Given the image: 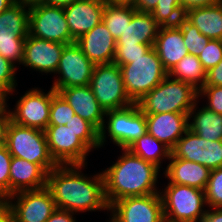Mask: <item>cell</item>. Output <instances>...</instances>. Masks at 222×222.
<instances>
[{
  "label": "cell",
  "instance_id": "obj_11",
  "mask_svg": "<svg viewBox=\"0 0 222 222\" xmlns=\"http://www.w3.org/2000/svg\"><path fill=\"white\" fill-rule=\"evenodd\" d=\"M110 210L111 222H165L159 193L119 199L109 207Z\"/></svg>",
  "mask_w": 222,
  "mask_h": 222
},
{
  "label": "cell",
  "instance_id": "obj_28",
  "mask_svg": "<svg viewBox=\"0 0 222 222\" xmlns=\"http://www.w3.org/2000/svg\"><path fill=\"white\" fill-rule=\"evenodd\" d=\"M127 149L132 154L155 164L159 168L161 167V161L164 158L169 160L171 156V149L148 132L134 141Z\"/></svg>",
  "mask_w": 222,
  "mask_h": 222
},
{
  "label": "cell",
  "instance_id": "obj_8",
  "mask_svg": "<svg viewBox=\"0 0 222 222\" xmlns=\"http://www.w3.org/2000/svg\"><path fill=\"white\" fill-rule=\"evenodd\" d=\"M120 68L126 93L134 103L168 75L154 47L144 56L133 59L132 63L121 65Z\"/></svg>",
  "mask_w": 222,
  "mask_h": 222
},
{
  "label": "cell",
  "instance_id": "obj_47",
  "mask_svg": "<svg viewBox=\"0 0 222 222\" xmlns=\"http://www.w3.org/2000/svg\"><path fill=\"white\" fill-rule=\"evenodd\" d=\"M213 211L207 210L201 222H222V208H213Z\"/></svg>",
  "mask_w": 222,
  "mask_h": 222
},
{
  "label": "cell",
  "instance_id": "obj_50",
  "mask_svg": "<svg viewBox=\"0 0 222 222\" xmlns=\"http://www.w3.org/2000/svg\"><path fill=\"white\" fill-rule=\"evenodd\" d=\"M7 94L0 89V114L8 107L6 100H7Z\"/></svg>",
  "mask_w": 222,
  "mask_h": 222
},
{
  "label": "cell",
  "instance_id": "obj_45",
  "mask_svg": "<svg viewBox=\"0 0 222 222\" xmlns=\"http://www.w3.org/2000/svg\"><path fill=\"white\" fill-rule=\"evenodd\" d=\"M158 0H137L134 8L139 12L151 13L157 6Z\"/></svg>",
  "mask_w": 222,
  "mask_h": 222
},
{
  "label": "cell",
  "instance_id": "obj_21",
  "mask_svg": "<svg viewBox=\"0 0 222 222\" xmlns=\"http://www.w3.org/2000/svg\"><path fill=\"white\" fill-rule=\"evenodd\" d=\"M147 132L170 149L189 129L188 113H157L145 115Z\"/></svg>",
  "mask_w": 222,
  "mask_h": 222
},
{
  "label": "cell",
  "instance_id": "obj_5",
  "mask_svg": "<svg viewBox=\"0 0 222 222\" xmlns=\"http://www.w3.org/2000/svg\"><path fill=\"white\" fill-rule=\"evenodd\" d=\"M6 147L11 156L38 164L47 174L58 164L51 157L45 131L10 122Z\"/></svg>",
  "mask_w": 222,
  "mask_h": 222
},
{
  "label": "cell",
  "instance_id": "obj_34",
  "mask_svg": "<svg viewBox=\"0 0 222 222\" xmlns=\"http://www.w3.org/2000/svg\"><path fill=\"white\" fill-rule=\"evenodd\" d=\"M204 192L208 207L222 208V167L210 171Z\"/></svg>",
  "mask_w": 222,
  "mask_h": 222
},
{
  "label": "cell",
  "instance_id": "obj_49",
  "mask_svg": "<svg viewBox=\"0 0 222 222\" xmlns=\"http://www.w3.org/2000/svg\"><path fill=\"white\" fill-rule=\"evenodd\" d=\"M111 5L135 6L137 0H104Z\"/></svg>",
  "mask_w": 222,
  "mask_h": 222
},
{
  "label": "cell",
  "instance_id": "obj_38",
  "mask_svg": "<svg viewBox=\"0 0 222 222\" xmlns=\"http://www.w3.org/2000/svg\"><path fill=\"white\" fill-rule=\"evenodd\" d=\"M16 65H13L9 60L0 55V89L7 95L12 94L17 85L15 80ZM16 84V85H15Z\"/></svg>",
  "mask_w": 222,
  "mask_h": 222
},
{
  "label": "cell",
  "instance_id": "obj_12",
  "mask_svg": "<svg viewBox=\"0 0 222 222\" xmlns=\"http://www.w3.org/2000/svg\"><path fill=\"white\" fill-rule=\"evenodd\" d=\"M105 116L109 117L107 135L121 149H127L147 132L145 114L136 103L123 109L105 111Z\"/></svg>",
  "mask_w": 222,
  "mask_h": 222
},
{
  "label": "cell",
  "instance_id": "obj_6",
  "mask_svg": "<svg viewBox=\"0 0 222 222\" xmlns=\"http://www.w3.org/2000/svg\"><path fill=\"white\" fill-rule=\"evenodd\" d=\"M28 34L29 3L16 1L0 14V55L22 64Z\"/></svg>",
  "mask_w": 222,
  "mask_h": 222
},
{
  "label": "cell",
  "instance_id": "obj_15",
  "mask_svg": "<svg viewBox=\"0 0 222 222\" xmlns=\"http://www.w3.org/2000/svg\"><path fill=\"white\" fill-rule=\"evenodd\" d=\"M184 135L171 149L170 158L196 162L210 170L222 167V140L203 139L190 129Z\"/></svg>",
  "mask_w": 222,
  "mask_h": 222
},
{
  "label": "cell",
  "instance_id": "obj_22",
  "mask_svg": "<svg viewBox=\"0 0 222 222\" xmlns=\"http://www.w3.org/2000/svg\"><path fill=\"white\" fill-rule=\"evenodd\" d=\"M153 47L167 72L188 55L182 31L178 26H160Z\"/></svg>",
  "mask_w": 222,
  "mask_h": 222
},
{
  "label": "cell",
  "instance_id": "obj_40",
  "mask_svg": "<svg viewBox=\"0 0 222 222\" xmlns=\"http://www.w3.org/2000/svg\"><path fill=\"white\" fill-rule=\"evenodd\" d=\"M65 125L75 132H99L91 123L78 115H74Z\"/></svg>",
  "mask_w": 222,
  "mask_h": 222
},
{
  "label": "cell",
  "instance_id": "obj_31",
  "mask_svg": "<svg viewBox=\"0 0 222 222\" xmlns=\"http://www.w3.org/2000/svg\"><path fill=\"white\" fill-rule=\"evenodd\" d=\"M151 14L160 26H177L184 16L180 0H158Z\"/></svg>",
  "mask_w": 222,
  "mask_h": 222
},
{
  "label": "cell",
  "instance_id": "obj_13",
  "mask_svg": "<svg viewBox=\"0 0 222 222\" xmlns=\"http://www.w3.org/2000/svg\"><path fill=\"white\" fill-rule=\"evenodd\" d=\"M14 199L17 200L13 203ZM6 201L11 207L13 222H46L56 209L47 187L15 193Z\"/></svg>",
  "mask_w": 222,
  "mask_h": 222
},
{
  "label": "cell",
  "instance_id": "obj_20",
  "mask_svg": "<svg viewBox=\"0 0 222 222\" xmlns=\"http://www.w3.org/2000/svg\"><path fill=\"white\" fill-rule=\"evenodd\" d=\"M75 43L94 65L113 63L116 41L103 22L80 36Z\"/></svg>",
  "mask_w": 222,
  "mask_h": 222
},
{
  "label": "cell",
  "instance_id": "obj_39",
  "mask_svg": "<svg viewBox=\"0 0 222 222\" xmlns=\"http://www.w3.org/2000/svg\"><path fill=\"white\" fill-rule=\"evenodd\" d=\"M200 95L208 98L205 107L222 115V86H203L198 90V97H201Z\"/></svg>",
  "mask_w": 222,
  "mask_h": 222
},
{
  "label": "cell",
  "instance_id": "obj_14",
  "mask_svg": "<svg viewBox=\"0 0 222 222\" xmlns=\"http://www.w3.org/2000/svg\"><path fill=\"white\" fill-rule=\"evenodd\" d=\"M94 66L75 42L67 44L55 72L61 76L54 80L52 88L58 92L63 88L90 85Z\"/></svg>",
  "mask_w": 222,
  "mask_h": 222
},
{
  "label": "cell",
  "instance_id": "obj_35",
  "mask_svg": "<svg viewBox=\"0 0 222 222\" xmlns=\"http://www.w3.org/2000/svg\"><path fill=\"white\" fill-rule=\"evenodd\" d=\"M148 44H116V51L113 63L118 66L129 64L133 59L144 56L150 49Z\"/></svg>",
  "mask_w": 222,
  "mask_h": 222
},
{
  "label": "cell",
  "instance_id": "obj_29",
  "mask_svg": "<svg viewBox=\"0 0 222 222\" xmlns=\"http://www.w3.org/2000/svg\"><path fill=\"white\" fill-rule=\"evenodd\" d=\"M172 78L191 84L200 90L206 80V70L203 68L198 56L188 54L183 57L169 72ZM199 83V84H198Z\"/></svg>",
  "mask_w": 222,
  "mask_h": 222
},
{
  "label": "cell",
  "instance_id": "obj_30",
  "mask_svg": "<svg viewBox=\"0 0 222 222\" xmlns=\"http://www.w3.org/2000/svg\"><path fill=\"white\" fill-rule=\"evenodd\" d=\"M136 12L133 6L111 5L105 2L102 22L115 41L123 34Z\"/></svg>",
  "mask_w": 222,
  "mask_h": 222
},
{
  "label": "cell",
  "instance_id": "obj_42",
  "mask_svg": "<svg viewBox=\"0 0 222 222\" xmlns=\"http://www.w3.org/2000/svg\"><path fill=\"white\" fill-rule=\"evenodd\" d=\"M220 2H222V0H180L183 12H186L192 8L209 7L217 5Z\"/></svg>",
  "mask_w": 222,
  "mask_h": 222
},
{
  "label": "cell",
  "instance_id": "obj_25",
  "mask_svg": "<svg viewBox=\"0 0 222 222\" xmlns=\"http://www.w3.org/2000/svg\"><path fill=\"white\" fill-rule=\"evenodd\" d=\"M160 25L151 13L137 11L116 44H148L154 46Z\"/></svg>",
  "mask_w": 222,
  "mask_h": 222
},
{
  "label": "cell",
  "instance_id": "obj_51",
  "mask_svg": "<svg viewBox=\"0 0 222 222\" xmlns=\"http://www.w3.org/2000/svg\"><path fill=\"white\" fill-rule=\"evenodd\" d=\"M15 0H0V14L14 4Z\"/></svg>",
  "mask_w": 222,
  "mask_h": 222
},
{
  "label": "cell",
  "instance_id": "obj_46",
  "mask_svg": "<svg viewBox=\"0 0 222 222\" xmlns=\"http://www.w3.org/2000/svg\"><path fill=\"white\" fill-rule=\"evenodd\" d=\"M0 222H13V213L7 201H0Z\"/></svg>",
  "mask_w": 222,
  "mask_h": 222
},
{
  "label": "cell",
  "instance_id": "obj_4",
  "mask_svg": "<svg viewBox=\"0 0 222 222\" xmlns=\"http://www.w3.org/2000/svg\"><path fill=\"white\" fill-rule=\"evenodd\" d=\"M45 135L51 157L58 165H86L92 148H99V132H75L66 125H48Z\"/></svg>",
  "mask_w": 222,
  "mask_h": 222
},
{
  "label": "cell",
  "instance_id": "obj_10",
  "mask_svg": "<svg viewBox=\"0 0 222 222\" xmlns=\"http://www.w3.org/2000/svg\"><path fill=\"white\" fill-rule=\"evenodd\" d=\"M29 35L66 45L76 41L69 31L64 8L41 1L29 3Z\"/></svg>",
  "mask_w": 222,
  "mask_h": 222
},
{
  "label": "cell",
  "instance_id": "obj_7",
  "mask_svg": "<svg viewBox=\"0 0 222 222\" xmlns=\"http://www.w3.org/2000/svg\"><path fill=\"white\" fill-rule=\"evenodd\" d=\"M160 195L165 222H201L206 214L204 190L168 183Z\"/></svg>",
  "mask_w": 222,
  "mask_h": 222
},
{
  "label": "cell",
  "instance_id": "obj_1",
  "mask_svg": "<svg viewBox=\"0 0 222 222\" xmlns=\"http://www.w3.org/2000/svg\"><path fill=\"white\" fill-rule=\"evenodd\" d=\"M82 167L85 165H57L47 174L46 187L56 208L73 213L109 210L103 173L86 177L80 173Z\"/></svg>",
  "mask_w": 222,
  "mask_h": 222
},
{
  "label": "cell",
  "instance_id": "obj_44",
  "mask_svg": "<svg viewBox=\"0 0 222 222\" xmlns=\"http://www.w3.org/2000/svg\"><path fill=\"white\" fill-rule=\"evenodd\" d=\"M73 214V212L56 208L46 222H75Z\"/></svg>",
  "mask_w": 222,
  "mask_h": 222
},
{
  "label": "cell",
  "instance_id": "obj_16",
  "mask_svg": "<svg viewBox=\"0 0 222 222\" xmlns=\"http://www.w3.org/2000/svg\"><path fill=\"white\" fill-rule=\"evenodd\" d=\"M52 88L45 94L41 89H31L17 101L10 111L11 121L24 127L45 130L50 118Z\"/></svg>",
  "mask_w": 222,
  "mask_h": 222
},
{
  "label": "cell",
  "instance_id": "obj_2",
  "mask_svg": "<svg viewBox=\"0 0 222 222\" xmlns=\"http://www.w3.org/2000/svg\"><path fill=\"white\" fill-rule=\"evenodd\" d=\"M122 150V156L117 162L102 172L109 207L125 197L160 193L156 189L160 168L132 154L128 149Z\"/></svg>",
  "mask_w": 222,
  "mask_h": 222
},
{
  "label": "cell",
  "instance_id": "obj_27",
  "mask_svg": "<svg viewBox=\"0 0 222 222\" xmlns=\"http://www.w3.org/2000/svg\"><path fill=\"white\" fill-rule=\"evenodd\" d=\"M196 105L198 104L195 103L188 113L189 120L191 117L193 119L192 122H188L189 129L203 139L211 141L222 140V115L204 106L197 110L196 113Z\"/></svg>",
  "mask_w": 222,
  "mask_h": 222
},
{
  "label": "cell",
  "instance_id": "obj_18",
  "mask_svg": "<svg viewBox=\"0 0 222 222\" xmlns=\"http://www.w3.org/2000/svg\"><path fill=\"white\" fill-rule=\"evenodd\" d=\"M66 44L39 39L28 34L22 64L44 72L55 73Z\"/></svg>",
  "mask_w": 222,
  "mask_h": 222
},
{
  "label": "cell",
  "instance_id": "obj_32",
  "mask_svg": "<svg viewBox=\"0 0 222 222\" xmlns=\"http://www.w3.org/2000/svg\"><path fill=\"white\" fill-rule=\"evenodd\" d=\"M177 26L182 31L183 41L188 49V54L199 56L202 53V50L205 49L210 39L201 34V32L184 17L177 24Z\"/></svg>",
  "mask_w": 222,
  "mask_h": 222
},
{
  "label": "cell",
  "instance_id": "obj_36",
  "mask_svg": "<svg viewBox=\"0 0 222 222\" xmlns=\"http://www.w3.org/2000/svg\"><path fill=\"white\" fill-rule=\"evenodd\" d=\"M12 156L6 145L0 147V201L10 197V165Z\"/></svg>",
  "mask_w": 222,
  "mask_h": 222
},
{
  "label": "cell",
  "instance_id": "obj_3",
  "mask_svg": "<svg viewBox=\"0 0 222 222\" xmlns=\"http://www.w3.org/2000/svg\"><path fill=\"white\" fill-rule=\"evenodd\" d=\"M167 75L136 104L145 114L189 113L197 102L198 90L191 84Z\"/></svg>",
  "mask_w": 222,
  "mask_h": 222
},
{
  "label": "cell",
  "instance_id": "obj_24",
  "mask_svg": "<svg viewBox=\"0 0 222 222\" xmlns=\"http://www.w3.org/2000/svg\"><path fill=\"white\" fill-rule=\"evenodd\" d=\"M170 163L165 169L168 183L187 185L200 190H205L210 176V169L199 163L181 158H170Z\"/></svg>",
  "mask_w": 222,
  "mask_h": 222
},
{
  "label": "cell",
  "instance_id": "obj_19",
  "mask_svg": "<svg viewBox=\"0 0 222 222\" xmlns=\"http://www.w3.org/2000/svg\"><path fill=\"white\" fill-rule=\"evenodd\" d=\"M104 0H77L64 8L71 36L77 40L102 22Z\"/></svg>",
  "mask_w": 222,
  "mask_h": 222
},
{
  "label": "cell",
  "instance_id": "obj_33",
  "mask_svg": "<svg viewBox=\"0 0 222 222\" xmlns=\"http://www.w3.org/2000/svg\"><path fill=\"white\" fill-rule=\"evenodd\" d=\"M75 114L71 106L52 88L48 125H65Z\"/></svg>",
  "mask_w": 222,
  "mask_h": 222
},
{
  "label": "cell",
  "instance_id": "obj_17",
  "mask_svg": "<svg viewBox=\"0 0 222 222\" xmlns=\"http://www.w3.org/2000/svg\"><path fill=\"white\" fill-rule=\"evenodd\" d=\"M58 93L71 106L76 115L91 123L99 131L101 147L106 141L105 111L96 100L90 85L63 88Z\"/></svg>",
  "mask_w": 222,
  "mask_h": 222
},
{
  "label": "cell",
  "instance_id": "obj_43",
  "mask_svg": "<svg viewBox=\"0 0 222 222\" xmlns=\"http://www.w3.org/2000/svg\"><path fill=\"white\" fill-rule=\"evenodd\" d=\"M6 108L0 114V147L6 145L7 129L11 122V116L9 110Z\"/></svg>",
  "mask_w": 222,
  "mask_h": 222
},
{
  "label": "cell",
  "instance_id": "obj_37",
  "mask_svg": "<svg viewBox=\"0 0 222 222\" xmlns=\"http://www.w3.org/2000/svg\"><path fill=\"white\" fill-rule=\"evenodd\" d=\"M206 72L222 60V40H210L198 56Z\"/></svg>",
  "mask_w": 222,
  "mask_h": 222
},
{
  "label": "cell",
  "instance_id": "obj_52",
  "mask_svg": "<svg viewBox=\"0 0 222 222\" xmlns=\"http://www.w3.org/2000/svg\"><path fill=\"white\" fill-rule=\"evenodd\" d=\"M18 2H26V3H32V2H36V1H40V0H15Z\"/></svg>",
  "mask_w": 222,
  "mask_h": 222
},
{
  "label": "cell",
  "instance_id": "obj_41",
  "mask_svg": "<svg viewBox=\"0 0 222 222\" xmlns=\"http://www.w3.org/2000/svg\"><path fill=\"white\" fill-rule=\"evenodd\" d=\"M204 86H222V60L206 72Z\"/></svg>",
  "mask_w": 222,
  "mask_h": 222
},
{
  "label": "cell",
  "instance_id": "obj_23",
  "mask_svg": "<svg viewBox=\"0 0 222 222\" xmlns=\"http://www.w3.org/2000/svg\"><path fill=\"white\" fill-rule=\"evenodd\" d=\"M9 177L10 196L46 187L47 173L38 164L14 156L11 159Z\"/></svg>",
  "mask_w": 222,
  "mask_h": 222
},
{
  "label": "cell",
  "instance_id": "obj_26",
  "mask_svg": "<svg viewBox=\"0 0 222 222\" xmlns=\"http://www.w3.org/2000/svg\"><path fill=\"white\" fill-rule=\"evenodd\" d=\"M210 40H222V2L209 7L192 8L183 16Z\"/></svg>",
  "mask_w": 222,
  "mask_h": 222
},
{
  "label": "cell",
  "instance_id": "obj_9",
  "mask_svg": "<svg viewBox=\"0 0 222 222\" xmlns=\"http://www.w3.org/2000/svg\"><path fill=\"white\" fill-rule=\"evenodd\" d=\"M90 87L104 111L119 110L134 104L126 93L121 68L115 63L95 65Z\"/></svg>",
  "mask_w": 222,
  "mask_h": 222
},
{
  "label": "cell",
  "instance_id": "obj_48",
  "mask_svg": "<svg viewBox=\"0 0 222 222\" xmlns=\"http://www.w3.org/2000/svg\"><path fill=\"white\" fill-rule=\"evenodd\" d=\"M40 1L49 6L65 8L77 0H40Z\"/></svg>",
  "mask_w": 222,
  "mask_h": 222
}]
</instances>
